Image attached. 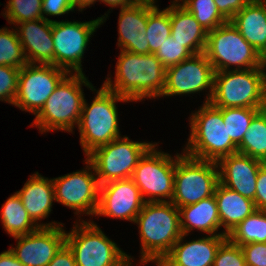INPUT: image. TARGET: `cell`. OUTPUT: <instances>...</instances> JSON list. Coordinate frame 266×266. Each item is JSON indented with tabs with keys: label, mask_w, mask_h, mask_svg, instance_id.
<instances>
[{
	"label": "cell",
	"mask_w": 266,
	"mask_h": 266,
	"mask_svg": "<svg viewBox=\"0 0 266 266\" xmlns=\"http://www.w3.org/2000/svg\"><path fill=\"white\" fill-rule=\"evenodd\" d=\"M21 198L24 208L29 217L39 227H54L64 225L62 223L51 222L41 223L52 211V203L55 202L53 179L44 178L38 172L30 176V179L24 184L23 188L17 191ZM37 221V222H36Z\"/></svg>",
	"instance_id": "7402d4cb"
},
{
	"label": "cell",
	"mask_w": 266,
	"mask_h": 266,
	"mask_svg": "<svg viewBox=\"0 0 266 266\" xmlns=\"http://www.w3.org/2000/svg\"><path fill=\"white\" fill-rule=\"evenodd\" d=\"M27 63L16 29H0V65L22 68Z\"/></svg>",
	"instance_id": "d6a6232c"
},
{
	"label": "cell",
	"mask_w": 266,
	"mask_h": 266,
	"mask_svg": "<svg viewBox=\"0 0 266 266\" xmlns=\"http://www.w3.org/2000/svg\"><path fill=\"white\" fill-rule=\"evenodd\" d=\"M157 144L154 143L139 159L131 179L145 202H170L173 198L177 154L172 157L157 151Z\"/></svg>",
	"instance_id": "8fae6325"
},
{
	"label": "cell",
	"mask_w": 266,
	"mask_h": 266,
	"mask_svg": "<svg viewBox=\"0 0 266 266\" xmlns=\"http://www.w3.org/2000/svg\"><path fill=\"white\" fill-rule=\"evenodd\" d=\"M53 179L55 201L75 210V214L95 215L99 204V183L93 165ZM85 212V213H84Z\"/></svg>",
	"instance_id": "5bb4252c"
},
{
	"label": "cell",
	"mask_w": 266,
	"mask_h": 266,
	"mask_svg": "<svg viewBox=\"0 0 266 266\" xmlns=\"http://www.w3.org/2000/svg\"><path fill=\"white\" fill-rule=\"evenodd\" d=\"M171 36L193 55L205 51L208 32L181 4L170 5Z\"/></svg>",
	"instance_id": "cb8c5ba5"
},
{
	"label": "cell",
	"mask_w": 266,
	"mask_h": 266,
	"mask_svg": "<svg viewBox=\"0 0 266 266\" xmlns=\"http://www.w3.org/2000/svg\"><path fill=\"white\" fill-rule=\"evenodd\" d=\"M255 206L258 210H266V163H263L258 171Z\"/></svg>",
	"instance_id": "60d3db41"
},
{
	"label": "cell",
	"mask_w": 266,
	"mask_h": 266,
	"mask_svg": "<svg viewBox=\"0 0 266 266\" xmlns=\"http://www.w3.org/2000/svg\"><path fill=\"white\" fill-rule=\"evenodd\" d=\"M213 266H246L241 247L227 238L218 248Z\"/></svg>",
	"instance_id": "8d00e7d4"
},
{
	"label": "cell",
	"mask_w": 266,
	"mask_h": 266,
	"mask_svg": "<svg viewBox=\"0 0 266 266\" xmlns=\"http://www.w3.org/2000/svg\"><path fill=\"white\" fill-rule=\"evenodd\" d=\"M144 204L145 200L131 178L113 180L100 185L95 215L135 222Z\"/></svg>",
	"instance_id": "e0dca14e"
},
{
	"label": "cell",
	"mask_w": 266,
	"mask_h": 266,
	"mask_svg": "<svg viewBox=\"0 0 266 266\" xmlns=\"http://www.w3.org/2000/svg\"><path fill=\"white\" fill-rule=\"evenodd\" d=\"M230 22L258 52L266 45V0H251Z\"/></svg>",
	"instance_id": "484cf974"
},
{
	"label": "cell",
	"mask_w": 266,
	"mask_h": 266,
	"mask_svg": "<svg viewBox=\"0 0 266 266\" xmlns=\"http://www.w3.org/2000/svg\"><path fill=\"white\" fill-rule=\"evenodd\" d=\"M264 162L242 153H233L218 162L219 182L255 203L257 176Z\"/></svg>",
	"instance_id": "ac0fdd59"
},
{
	"label": "cell",
	"mask_w": 266,
	"mask_h": 266,
	"mask_svg": "<svg viewBox=\"0 0 266 266\" xmlns=\"http://www.w3.org/2000/svg\"><path fill=\"white\" fill-rule=\"evenodd\" d=\"M182 234L188 236L192 230H200L208 235H226L218 232L221 227L217 203L214 195L201 201L179 208Z\"/></svg>",
	"instance_id": "603a6c76"
},
{
	"label": "cell",
	"mask_w": 266,
	"mask_h": 266,
	"mask_svg": "<svg viewBox=\"0 0 266 266\" xmlns=\"http://www.w3.org/2000/svg\"><path fill=\"white\" fill-rule=\"evenodd\" d=\"M21 68L0 65V101L14 103L18 92V78Z\"/></svg>",
	"instance_id": "d590c367"
},
{
	"label": "cell",
	"mask_w": 266,
	"mask_h": 266,
	"mask_svg": "<svg viewBox=\"0 0 266 266\" xmlns=\"http://www.w3.org/2000/svg\"><path fill=\"white\" fill-rule=\"evenodd\" d=\"M266 79L258 68L216 71L209 103L216 108L262 109Z\"/></svg>",
	"instance_id": "8992f818"
},
{
	"label": "cell",
	"mask_w": 266,
	"mask_h": 266,
	"mask_svg": "<svg viewBox=\"0 0 266 266\" xmlns=\"http://www.w3.org/2000/svg\"><path fill=\"white\" fill-rule=\"evenodd\" d=\"M141 239L140 264L153 262L158 266L183 235L180 213L170 202H145L135 222Z\"/></svg>",
	"instance_id": "7a4b0ae2"
},
{
	"label": "cell",
	"mask_w": 266,
	"mask_h": 266,
	"mask_svg": "<svg viewBox=\"0 0 266 266\" xmlns=\"http://www.w3.org/2000/svg\"><path fill=\"white\" fill-rule=\"evenodd\" d=\"M0 266H24L22 265L11 252L7 250L0 253Z\"/></svg>",
	"instance_id": "7bdbcfd3"
},
{
	"label": "cell",
	"mask_w": 266,
	"mask_h": 266,
	"mask_svg": "<svg viewBox=\"0 0 266 266\" xmlns=\"http://www.w3.org/2000/svg\"><path fill=\"white\" fill-rule=\"evenodd\" d=\"M52 24L53 20L46 19L16 24L17 35L28 63L54 65Z\"/></svg>",
	"instance_id": "44dd1931"
},
{
	"label": "cell",
	"mask_w": 266,
	"mask_h": 266,
	"mask_svg": "<svg viewBox=\"0 0 266 266\" xmlns=\"http://www.w3.org/2000/svg\"><path fill=\"white\" fill-rule=\"evenodd\" d=\"M115 70V80L112 81L110 76L102 84L106 89L116 92L129 102L161 97L166 68L155 54L140 55L120 50Z\"/></svg>",
	"instance_id": "6da1fadb"
},
{
	"label": "cell",
	"mask_w": 266,
	"mask_h": 266,
	"mask_svg": "<svg viewBox=\"0 0 266 266\" xmlns=\"http://www.w3.org/2000/svg\"><path fill=\"white\" fill-rule=\"evenodd\" d=\"M262 109L254 108H222L223 122L228 136L238 146L250 127L252 119Z\"/></svg>",
	"instance_id": "4dcf8cb0"
},
{
	"label": "cell",
	"mask_w": 266,
	"mask_h": 266,
	"mask_svg": "<svg viewBox=\"0 0 266 266\" xmlns=\"http://www.w3.org/2000/svg\"><path fill=\"white\" fill-rule=\"evenodd\" d=\"M214 197L216 199L221 226L228 235L235 227L256 211L253 200L218 182Z\"/></svg>",
	"instance_id": "d4e9b609"
},
{
	"label": "cell",
	"mask_w": 266,
	"mask_h": 266,
	"mask_svg": "<svg viewBox=\"0 0 266 266\" xmlns=\"http://www.w3.org/2000/svg\"><path fill=\"white\" fill-rule=\"evenodd\" d=\"M183 154V155H182ZM177 153L173 198L177 207L194 204L214 195L219 182L217 162Z\"/></svg>",
	"instance_id": "ba28073f"
},
{
	"label": "cell",
	"mask_w": 266,
	"mask_h": 266,
	"mask_svg": "<svg viewBox=\"0 0 266 266\" xmlns=\"http://www.w3.org/2000/svg\"><path fill=\"white\" fill-rule=\"evenodd\" d=\"M108 15L92 21L53 20L52 38L54 43V66L69 73H83L81 60L91 35L100 27Z\"/></svg>",
	"instance_id": "7c38bea8"
},
{
	"label": "cell",
	"mask_w": 266,
	"mask_h": 266,
	"mask_svg": "<svg viewBox=\"0 0 266 266\" xmlns=\"http://www.w3.org/2000/svg\"><path fill=\"white\" fill-rule=\"evenodd\" d=\"M181 5L195 17L207 32L228 22L219 12L214 0H185Z\"/></svg>",
	"instance_id": "1f68e13d"
},
{
	"label": "cell",
	"mask_w": 266,
	"mask_h": 266,
	"mask_svg": "<svg viewBox=\"0 0 266 266\" xmlns=\"http://www.w3.org/2000/svg\"><path fill=\"white\" fill-rule=\"evenodd\" d=\"M185 236L179 238L158 266H213L218 248L227 239V235H209L182 243Z\"/></svg>",
	"instance_id": "d6986e66"
},
{
	"label": "cell",
	"mask_w": 266,
	"mask_h": 266,
	"mask_svg": "<svg viewBox=\"0 0 266 266\" xmlns=\"http://www.w3.org/2000/svg\"><path fill=\"white\" fill-rule=\"evenodd\" d=\"M82 85L94 88L84 73H69L52 92L44 106L36 114L32 124L41 133L51 130L71 132L80 121L84 92Z\"/></svg>",
	"instance_id": "3957f363"
},
{
	"label": "cell",
	"mask_w": 266,
	"mask_h": 266,
	"mask_svg": "<svg viewBox=\"0 0 266 266\" xmlns=\"http://www.w3.org/2000/svg\"><path fill=\"white\" fill-rule=\"evenodd\" d=\"M158 60L167 69L185 59L190 58L193 54L172 36L166 38L165 42L155 53Z\"/></svg>",
	"instance_id": "e575fe53"
},
{
	"label": "cell",
	"mask_w": 266,
	"mask_h": 266,
	"mask_svg": "<svg viewBox=\"0 0 266 266\" xmlns=\"http://www.w3.org/2000/svg\"><path fill=\"white\" fill-rule=\"evenodd\" d=\"M97 0H72L73 9L79 8L78 11L86 9L90 5L94 4Z\"/></svg>",
	"instance_id": "bcb514c9"
},
{
	"label": "cell",
	"mask_w": 266,
	"mask_h": 266,
	"mask_svg": "<svg viewBox=\"0 0 266 266\" xmlns=\"http://www.w3.org/2000/svg\"><path fill=\"white\" fill-rule=\"evenodd\" d=\"M100 2L105 3L106 5L111 6V8L113 9L114 7H128L133 5L137 0H98Z\"/></svg>",
	"instance_id": "ee69618b"
},
{
	"label": "cell",
	"mask_w": 266,
	"mask_h": 266,
	"mask_svg": "<svg viewBox=\"0 0 266 266\" xmlns=\"http://www.w3.org/2000/svg\"><path fill=\"white\" fill-rule=\"evenodd\" d=\"M190 136L183 149L186 155L200 160L218 162L221 158L238 152V146L228 136L223 122L222 108L210 103L190 116Z\"/></svg>",
	"instance_id": "277c9868"
},
{
	"label": "cell",
	"mask_w": 266,
	"mask_h": 266,
	"mask_svg": "<svg viewBox=\"0 0 266 266\" xmlns=\"http://www.w3.org/2000/svg\"><path fill=\"white\" fill-rule=\"evenodd\" d=\"M47 266H77L71 249L65 243Z\"/></svg>",
	"instance_id": "b9f144b4"
},
{
	"label": "cell",
	"mask_w": 266,
	"mask_h": 266,
	"mask_svg": "<svg viewBox=\"0 0 266 266\" xmlns=\"http://www.w3.org/2000/svg\"><path fill=\"white\" fill-rule=\"evenodd\" d=\"M73 12L72 0H42V16L43 19H48L47 16H59ZM45 14V15H44Z\"/></svg>",
	"instance_id": "f35d334b"
},
{
	"label": "cell",
	"mask_w": 266,
	"mask_h": 266,
	"mask_svg": "<svg viewBox=\"0 0 266 266\" xmlns=\"http://www.w3.org/2000/svg\"><path fill=\"white\" fill-rule=\"evenodd\" d=\"M215 70L205 53L194 54L190 58L166 69L164 96H176L208 90L203 103H209L214 83Z\"/></svg>",
	"instance_id": "9a60e30c"
},
{
	"label": "cell",
	"mask_w": 266,
	"mask_h": 266,
	"mask_svg": "<svg viewBox=\"0 0 266 266\" xmlns=\"http://www.w3.org/2000/svg\"><path fill=\"white\" fill-rule=\"evenodd\" d=\"M219 12L230 21L251 0H214Z\"/></svg>",
	"instance_id": "ab89813d"
},
{
	"label": "cell",
	"mask_w": 266,
	"mask_h": 266,
	"mask_svg": "<svg viewBox=\"0 0 266 266\" xmlns=\"http://www.w3.org/2000/svg\"><path fill=\"white\" fill-rule=\"evenodd\" d=\"M1 209V222L10 236H22L39 228L29 217L17 192L6 200Z\"/></svg>",
	"instance_id": "4316f807"
},
{
	"label": "cell",
	"mask_w": 266,
	"mask_h": 266,
	"mask_svg": "<svg viewBox=\"0 0 266 266\" xmlns=\"http://www.w3.org/2000/svg\"><path fill=\"white\" fill-rule=\"evenodd\" d=\"M227 238L239 246L247 243H266V210L254 211L240 222Z\"/></svg>",
	"instance_id": "f1b7e54d"
},
{
	"label": "cell",
	"mask_w": 266,
	"mask_h": 266,
	"mask_svg": "<svg viewBox=\"0 0 266 266\" xmlns=\"http://www.w3.org/2000/svg\"><path fill=\"white\" fill-rule=\"evenodd\" d=\"M238 152L266 162V114L261 110L251 121Z\"/></svg>",
	"instance_id": "f546056e"
},
{
	"label": "cell",
	"mask_w": 266,
	"mask_h": 266,
	"mask_svg": "<svg viewBox=\"0 0 266 266\" xmlns=\"http://www.w3.org/2000/svg\"><path fill=\"white\" fill-rule=\"evenodd\" d=\"M204 53L215 72L258 68L259 52L230 21L208 32Z\"/></svg>",
	"instance_id": "9c48e42d"
},
{
	"label": "cell",
	"mask_w": 266,
	"mask_h": 266,
	"mask_svg": "<svg viewBox=\"0 0 266 266\" xmlns=\"http://www.w3.org/2000/svg\"><path fill=\"white\" fill-rule=\"evenodd\" d=\"M258 69L261 71V73L264 75V78L266 79V45L259 51L258 55Z\"/></svg>",
	"instance_id": "f6af8a7d"
},
{
	"label": "cell",
	"mask_w": 266,
	"mask_h": 266,
	"mask_svg": "<svg viewBox=\"0 0 266 266\" xmlns=\"http://www.w3.org/2000/svg\"><path fill=\"white\" fill-rule=\"evenodd\" d=\"M96 91L91 105L84 99L78 129L80 144L85 156L97 147L108 144L121 137L118 123L116 102H128L116 92L106 89L103 85Z\"/></svg>",
	"instance_id": "5b68a950"
},
{
	"label": "cell",
	"mask_w": 266,
	"mask_h": 266,
	"mask_svg": "<svg viewBox=\"0 0 266 266\" xmlns=\"http://www.w3.org/2000/svg\"><path fill=\"white\" fill-rule=\"evenodd\" d=\"M240 247L246 266H266V243H247Z\"/></svg>",
	"instance_id": "74e56055"
},
{
	"label": "cell",
	"mask_w": 266,
	"mask_h": 266,
	"mask_svg": "<svg viewBox=\"0 0 266 266\" xmlns=\"http://www.w3.org/2000/svg\"><path fill=\"white\" fill-rule=\"evenodd\" d=\"M79 222H75L71 232H66V244L77 266H132L133 257L122 251L97 224Z\"/></svg>",
	"instance_id": "52a82bcc"
},
{
	"label": "cell",
	"mask_w": 266,
	"mask_h": 266,
	"mask_svg": "<svg viewBox=\"0 0 266 266\" xmlns=\"http://www.w3.org/2000/svg\"><path fill=\"white\" fill-rule=\"evenodd\" d=\"M62 225L39 227L36 231L14 237L17 240L11 252L24 266H47L66 243V231Z\"/></svg>",
	"instance_id": "2e32d148"
},
{
	"label": "cell",
	"mask_w": 266,
	"mask_h": 266,
	"mask_svg": "<svg viewBox=\"0 0 266 266\" xmlns=\"http://www.w3.org/2000/svg\"><path fill=\"white\" fill-rule=\"evenodd\" d=\"M149 43V51L155 54L171 36L170 5L160 11L155 1H148V21L145 31Z\"/></svg>",
	"instance_id": "83f0119b"
},
{
	"label": "cell",
	"mask_w": 266,
	"mask_h": 266,
	"mask_svg": "<svg viewBox=\"0 0 266 266\" xmlns=\"http://www.w3.org/2000/svg\"><path fill=\"white\" fill-rule=\"evenodd\" d=\"M118 47L136 54H150L145 31L148 21V1H136L120 9Z\"/></svg>",
	"instance_id": "ffe728a7"
},
{
	"label": "cell",
	"mask_w": 266,
	"mask_h": 266,
	"mask_svg": "<svg viewBox=\"0 0 266 266\" xmlns=\"http://www.w3.org/2000/svg\"><path fill=\"white\" fill-rule=\"evenodd\" d=\"M262 110H263V111L265 112V114H266V100H265V102H264V104H263Z\"/></svg>",
	"instance_id": "c3c4849f"
},
{
	"label": "cell",
	"mask_w": 266,
	"mask_h": 266,
	"mask_svg": "<svg viewBox=\"0 0 266 266\" xmlns=\"http://www.w3.org/2000/svg\"><path fill=\"white\" fill-rule=\"evenodd\" d=\"M68 74L67 70L52 64L27 63L19 71L18 92L13 105L36 115Z\"/></svg>",
	"instance_id": "4fadbf2b"
},
{
	"label": "cell",
	"mask_w": 266,
	"mask_h": 266,
	"mask_svg": "<svg viewBox=\"0 0 266 266\" xmlns=\"http://www.w3.org/2000/svg\"><path fill=\"white\" fill-rule=\"evenodd\" d=\"M137 1H155V0H137Z\"/></svg>",
	"instance_id": "681fc988"
},
{
	"label": "cell",
	"mask_w": 266,
	"mask_h": 266,
	"mask_svg": "<svg viewBox=\"0 0 266 266\" xmlns=\"http://www.w3.org/2000/svg\"><path fill=\"white\" fill-rule=\"evenodd\" d=\"M3 12L10 24L43 19L42 0H9Z\"/></svg>",
	"instance_id": "836d02e7"
},
{
	"label": "cell",
	"mask_w": 266,
	"mask_h": 266,
	"mask_svg": "<svg viewBox=\"0 0 266 266\" xmlns=\"http://www.w3.org/2000/svg\"><path fill=\"white\" fill-rule=\"evenodd\" d=\"M154 143L119 137L94 149L86 159L93 165L98 183L131 178L139 159Z\"/></svg>",
	"instance_id": "30bf717a"
},
{
	"label": "cell",
	"mask_w": 266,
	"mask_h": 266,
	"mask_svg": "<svg viewBox=\"0 0 266 266\" xmlns=\"http://www.w3.org/2000/svg\"><path fill=\"white\" fill-rule=\"evenodd\" d=\"M180 1H182V3H183L185 0H174L171 3L174 4V5H178V4L180 5L181 4Z\"/></svg>",
	"instance_id": "7dc6e473"
}]
</instances>
